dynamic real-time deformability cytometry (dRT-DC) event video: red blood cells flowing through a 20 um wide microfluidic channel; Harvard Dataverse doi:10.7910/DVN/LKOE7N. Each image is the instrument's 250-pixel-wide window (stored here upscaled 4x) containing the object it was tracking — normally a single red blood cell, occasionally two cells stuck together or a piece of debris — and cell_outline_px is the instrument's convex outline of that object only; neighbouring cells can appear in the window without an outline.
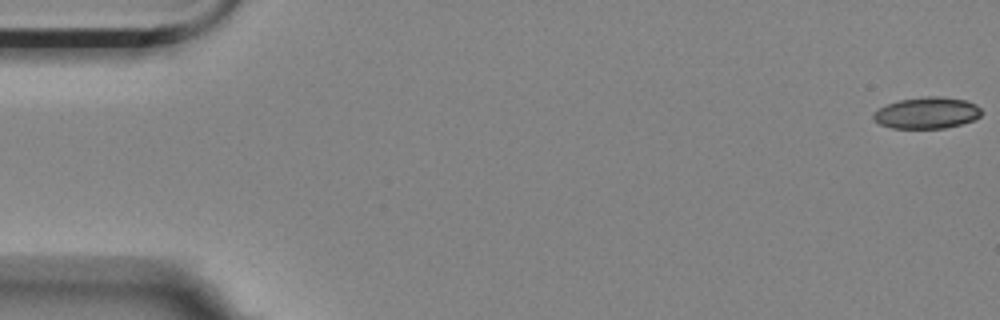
{"species": "Egyptian fruit bat (a non-hibernating species)", "species_latin": "Rousettus aegyptiacus", "temperature_condition": "room temperature", "stored_images_in_passage": 12, "camera_frame_rate_fps": 3000, "um_per_image_px": 0.085, "animal": {"sex": "female"}, "frame": {"image": 1, "passage_image": 1, "time_ms": 0.0, "image_size_px": [1000, 320], "cell_outline_px": [[980, 116], [972, 120], [960, 124], [944, 128], [892, 128], [880, 124], [872, 120], [872, 116], [880, 108], [888, 104], [900, 100], [924, 96], [940, 96], [964, 100], [976, 104], [980, 108]], "centroid_in_image_um": [78.77, 9.59], "position_along_channel_um": 6.2, "area_um2": 19.59}}